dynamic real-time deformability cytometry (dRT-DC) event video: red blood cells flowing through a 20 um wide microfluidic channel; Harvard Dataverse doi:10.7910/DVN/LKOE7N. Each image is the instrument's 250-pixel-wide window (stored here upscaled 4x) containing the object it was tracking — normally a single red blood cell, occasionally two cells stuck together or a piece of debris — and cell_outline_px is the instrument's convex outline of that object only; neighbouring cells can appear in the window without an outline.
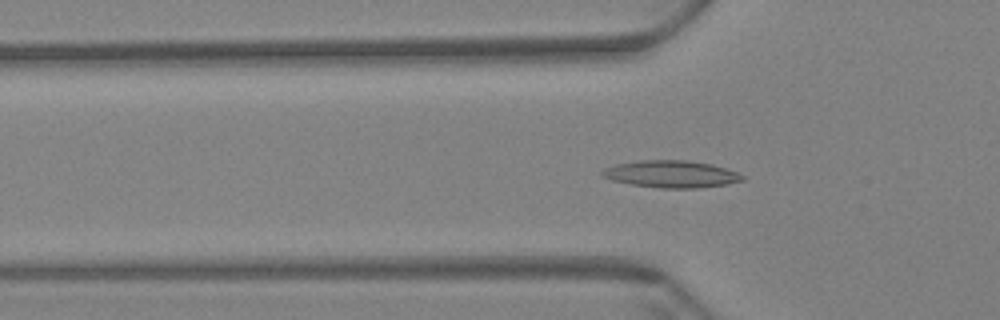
{"species": "Egyptian fruit bat (a non-hibernating species)", "species_latin": "Rousettus aegyptiacus", "temperature_condition": "warm", "stored_images_in_passage": 61, "camera_frame_rate_fps": 3000, "um_per_image_px": 0.085, "animal": {"sex": "female"}, "frame": {"image": 1, "passage_image": 20, "time_ms": 6.333, "image_size_px": [1000, 320], "cell_outline_px": [[744, 180], [724, 184], [696, 188], [660, 188], [632, 184], [612, 180], [600, 176], [600, 172], [604, 168], [616, 164], [640, 160], [684, 160], [712, 164], [736, 172], [744, 176]], "centroid_in_image_um": [57.0, 14.79], "position_along_channel_um": 68.8, "area_um2": 21.96}}
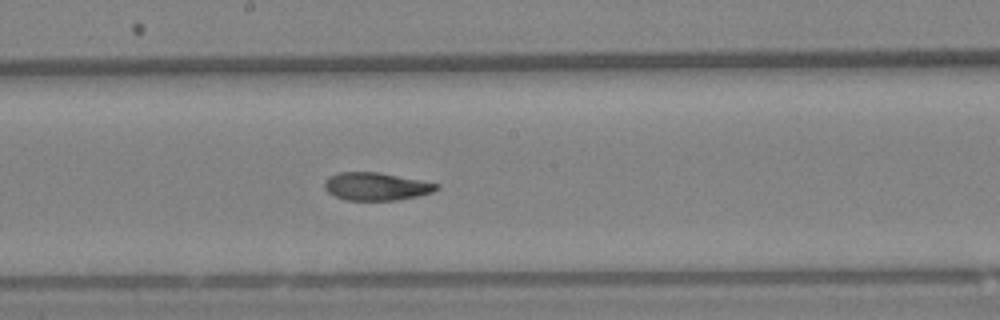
{"frame": {"image": 2, "passage_image": 33, "time_ms": 10.667, "image_size_px": [1000, 320], "cell_outline_px": [[440, 188], [432, 192], [416, 196], [396, 200], [344, 200], [328, 192], [324, 188], [324, 180], [328, 176], [336, 172], [376, 172], [420, 180], [440, 184]], "centroid_in_image_um": [31.93, 15.84], "position_along_channel_um": 216.3, "area_um2": 18.15}}
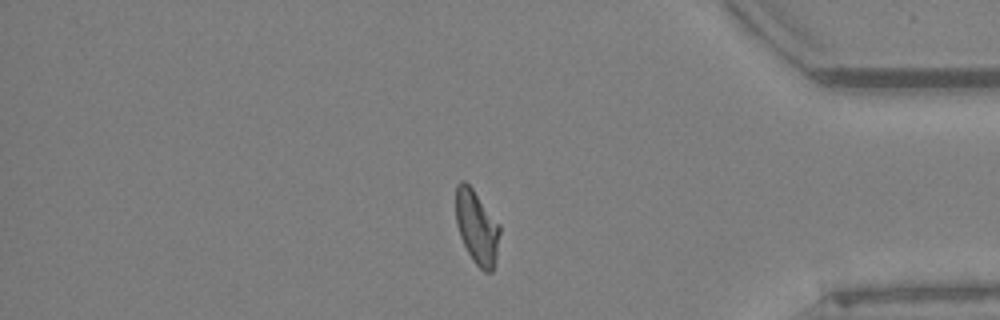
{"frame": {"image": 3, "passage_image": 51, "time_ms": 16.667, "image_size_px": [1000, 320], "cell_outline_px": [[500, 232], [496, 256], [492, 272], [484, 272], [472, 260], [460, 236], [456, 224], [456, 184], [460, 180], [464, 180], [472, 188], [500, 224]], "centroid_in_image_um": [40.52, 19.3], "position_along_channel_um": 394.7, "area_um2": 18.84}, "authors_computed_cell_mechanics": {"area_um2": 19.363, "velocity_mm_per_s": 3.4183, "shape_relaxation_time_tau1_ms": 8.1113, "shape_relaxation_time_tau2_ms": 2.5646, "deformation_change_tau1": 0.2082, "deformation_change_tau2": 0.0897}}